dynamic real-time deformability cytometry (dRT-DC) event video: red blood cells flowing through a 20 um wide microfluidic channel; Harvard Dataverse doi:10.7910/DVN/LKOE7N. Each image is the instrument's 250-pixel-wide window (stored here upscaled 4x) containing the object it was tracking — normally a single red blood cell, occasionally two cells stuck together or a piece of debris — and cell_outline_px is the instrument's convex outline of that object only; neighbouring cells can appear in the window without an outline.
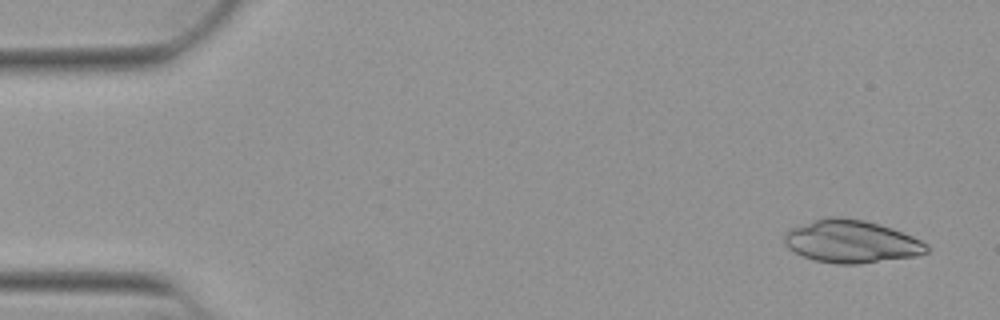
{"species": "Egyptian fruit bat (a non-hibernating species)", "species_latin": "Rousettus aegyptiacus", "temperature_condition": "warm", "stored_images_in_passage": 51, "camera_frame_rate_fps": 3000, "um_per_image_px": 0.085, "animal": {"sex": "female"}, "frame": {"image": 1, "passage_image": 3, "time_ms": 0.667, "image_size_px": [1000, 320], "cell_outline_px": [[928, 252], [916, 256], [856, 264], [836, 264], [812, 260], [788, 248], [784, 244], [784, 232], [788, 228], [812, 220], [828, 216], [840, 216], [864, 220], [880, 224], [892, 228], [912, 236], [928, 244]], "centroid_in_image_um": [72.32, 20.51], "position_along_channel_um": 12.7, "area_um2": 35.72}}